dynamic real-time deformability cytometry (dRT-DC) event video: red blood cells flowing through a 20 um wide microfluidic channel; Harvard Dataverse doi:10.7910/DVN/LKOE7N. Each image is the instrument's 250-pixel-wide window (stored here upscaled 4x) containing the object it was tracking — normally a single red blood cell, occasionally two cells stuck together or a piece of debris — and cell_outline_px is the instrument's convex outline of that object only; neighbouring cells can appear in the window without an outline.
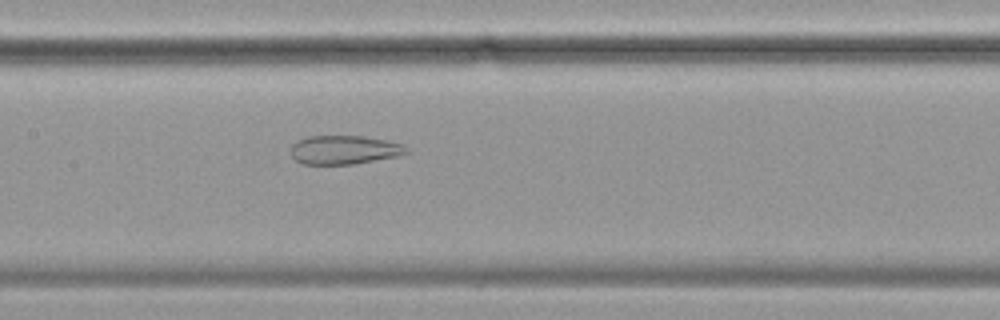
{"species": "common noctule bat (a hibernating species)", "species_latin": "Nyctalus noctula", "temperature_condition": "cold", "stored_images_in_passage": 43, "camera_frame_rate_fps": 3000, "um_per_image_px": 0.085, "animal": {"sex": "female", "body_mass_g": 19.9}, "frame": {"image": 1, "passage_image": 13, "time_ms": 4.0, "image_size_px": [1000, 320], "cell_outline_px": [[408, 152], [396, 156], [352, 164], [304, 164], [296, 160], [292, 156], [292, 144], [296, 140], [308, 136], [364, 136], [384, 140], [400, 144], [408, 148]], "centroid_in_image_um": [29.22, 12.73], "position_along_channel_um": 178.2, "area_um2": 19.13}}
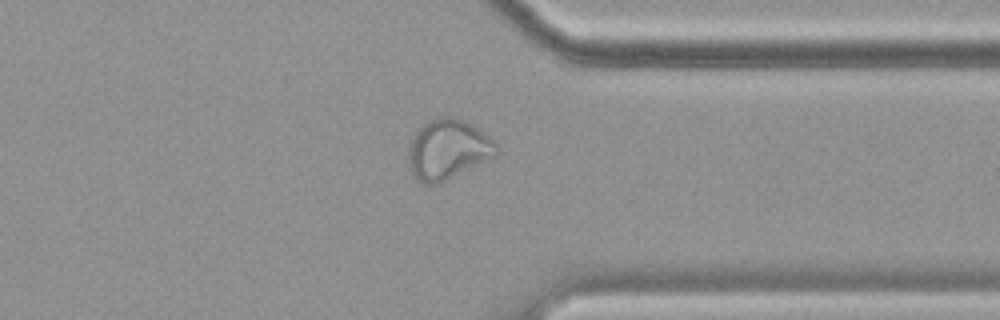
{"frame": {"image": 2, "passage_image": 30, "time_ms": 9.667, "image_size_px": [1000, 320], "cell_outline_px": [[500, 152], [496, 156], [436, 184], [424, 184], [416, 180], [412, 176], [408, 168], [408, 148], [412, 136], [416, 128], [436, 116], [452, 116], [464, 120], [472, 124], [496, 140], [500, 148]], "centroid_in_image_um": [38.06, 12.67], "position_along_channel_um": 373.3, "area_um2": 31.44}}
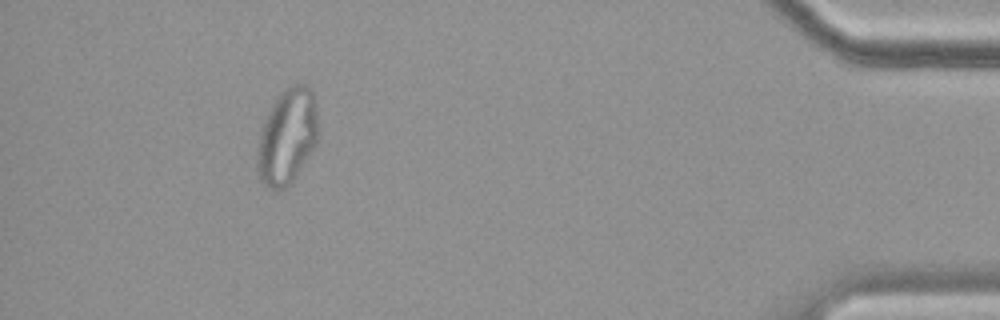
{"frame": {"image": 3, "passage_image": 38, "time_ms": 12.333, "image_size_px": [1000, 320], "cell_outline_px": [[316, 144], [292, 180], [284, 188], [272, 188], [264, 184], [260, 180], [256, 168], [256, 156], [260, 132], [268, 112], [280, 92], [284, 88], [292, 84], [308, 84], [312, 88], [316, 104]], "centroid_in_image_um": [24.39, 11.55], "position_along_channel_um": 410.8, "area_um2": 33.47}, "authors_computed_cell_mechanics": {"area_um2": 26.0678, "velocity_mm_per_s": 3.4962, "shape_relaxation_time_tau1_ms": null, "shape_relaxation_time_tau2_ms": 1.95, "deformation_change_tau1": null, "deformation_change_tau2": 0.0926}}